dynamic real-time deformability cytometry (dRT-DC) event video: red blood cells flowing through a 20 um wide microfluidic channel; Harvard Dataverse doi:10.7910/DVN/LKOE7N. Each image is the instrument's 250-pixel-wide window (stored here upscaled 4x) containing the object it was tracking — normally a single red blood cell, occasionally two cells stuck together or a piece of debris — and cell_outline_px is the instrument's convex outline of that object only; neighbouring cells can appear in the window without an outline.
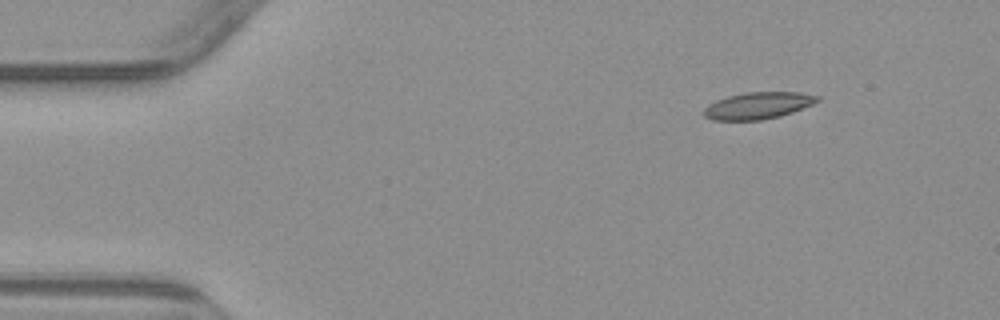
{"species": "common noctule bat (a hibernating species)", "species_latin": "Nyctalus noctula", "temperature_condition": "warm", "stored_images_in_passage": 4, "camera_frame_rate_fps": 3000, "um_per_image_px": 0.085, "animal": {"sex": "male", "body_mass_g": 23.1, "forearm_length_mm": 52.7}, "frame": {"image": 1, "passage_image": 1, "time_ms": 0.0, "image_size_px": [1000, 320], "cell_outline_px": [[820, 100], [812, 104], [792, 112], [780, 116], [760, 120], [712, 120], [704, 116], [704, 108], [708, 104], [716, 100], [728, 96], [744, 92], [800, 92], [820, 96]], "centroid_in_image_um": [64.42, 8.97], "position_along_channel_um": 20.6, "area_um2": 17.74}}
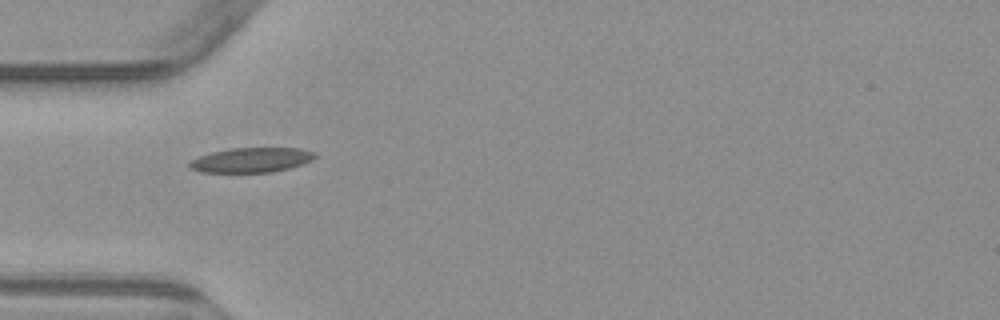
{"frame": {"image": 2, "passage_image": 3, "time_ms": 3.333, "image_size_px": [1000, 320], "cell_outline_px": [[316, 156], [312, 160], [288, 168], [272, 172], [200, 172], [192, 168], [188, 164], [192, 160], [200, 156], [212, 152], [228, 148], [300, 148], [316, 152]], "centroid_in_image_um": [21.38, 13.59], "position_along_channel_um": 63.6, "area_um2": 17.92}}
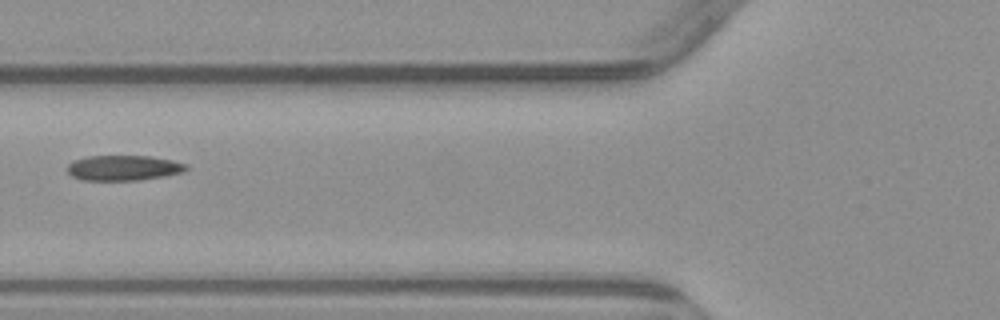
{"frame": {"image": 3, "passage_image": 4, "time_ms": 4.667, "image_size_px": [1000, 320], "cell_outline_px": [[188, 168], [184, 172], [164, 176], [140, 180], [80, 180], [72, 176], [68, 172], [68, 164], [76, 160], [88, 156], [152, 156], [172, 160], [188, 164]], "centroid_in_image_um": [10.54, 14.27], "position_along_channel_um": 115.3, "area_um2": 17.51}}